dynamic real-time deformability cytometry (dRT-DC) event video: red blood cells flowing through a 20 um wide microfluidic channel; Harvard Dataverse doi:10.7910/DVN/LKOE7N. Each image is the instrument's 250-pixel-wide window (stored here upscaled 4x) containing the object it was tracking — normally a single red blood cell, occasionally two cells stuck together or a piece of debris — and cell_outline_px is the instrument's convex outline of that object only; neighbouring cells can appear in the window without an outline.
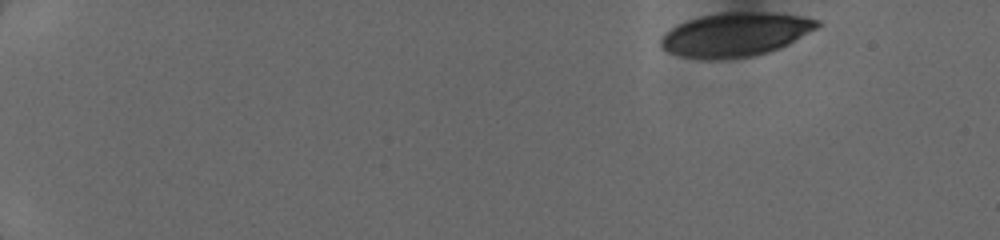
{"species": "human", "species_latin": "Homo sapiens", "temperature_condition": "cold", "stored_images_in_passage": 27, "camera_frame_rate_fps": 3000, "um_per_image_px": 0.085, "donor": {"sex": "female"}, "frame": {"image": 1, "passage_image": 1, "time_ms": 0.0, "image_size_px": [1000, 240], "cell_outline_px": [[820, 24], [816, 28], [788, 44], [780, 48], [768, 52], [752, 56], [708, 60], [680, 56], [668, 52], [660, 44], [660, 40], [672, 28], [688, 20], [700, 16], [724, 12], [772, 12], [800, 16], [820, 20]], "centroid_in_image_um": [62.52, 2.93], "position_along_channel_um": 22.5, "area_um2": 39.59}}
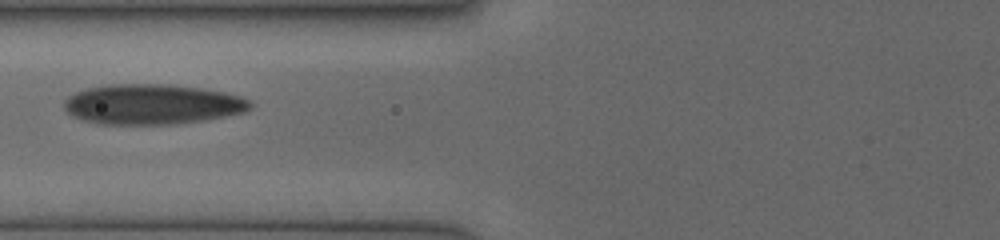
{"frame": {"image": 2, "passage_image": 16, "time_ms": 5.667, "image_size_px": [1000, 240], "cell_outline_px": [[252, 104], [244, 112], [204, 120], [176, 124], [96, 124], [72, 116], [64, 108], [64, 100], [68, 96], [76, 92], [88, 88], [104, 84], [172, 84], [204, 88], [224, 92], [240, 96], [248, 100]], "centroid_in_image_um": [12.91, 8.85], "position_along_channel_um": 112.9, "area_um2": 43.75}}
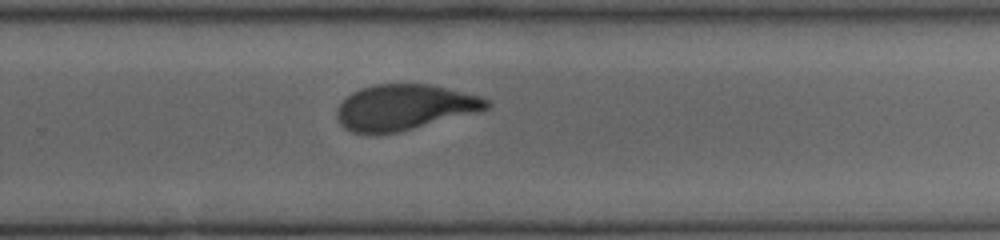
{"frame": {"image": 3, "passage_image": 27, "time_ms": 10.0, "image_size_px": [1000, 240], "cell_outline_px": [[492, 104], [488, 108], [400, 132], [376, 136], [372, 136], [352, 132], [344, 128], [340, 124], [336, 116], [336, 108], [352, 92], [360, 88], [376, 84], [432, 84], [480, 96], [488, 100]], "centroid_in_image_um": [34.3, 9.14], "position_along_channel_um": 295.5, "area_um2": 40.0}}